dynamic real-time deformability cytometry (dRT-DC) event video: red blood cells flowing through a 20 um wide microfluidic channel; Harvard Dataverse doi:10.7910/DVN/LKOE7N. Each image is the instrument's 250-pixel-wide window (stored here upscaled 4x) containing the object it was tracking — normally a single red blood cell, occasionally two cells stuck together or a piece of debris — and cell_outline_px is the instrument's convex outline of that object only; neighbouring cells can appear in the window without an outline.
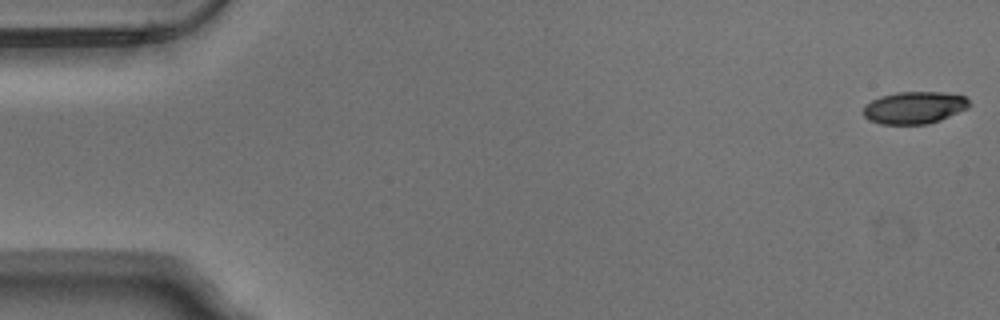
{"species": "Egyptian fruit bat (a non-hibernating species)", "species_latin": "Rousettus aegyptiacus", "temperature_condition": "warm", "stored_images_in_passage": 53, "camera_frame_rate_fps": 3000, "um_per_image_px": 0.085, "animal": {"sex": "male"}, "frame": {"image": 1, "passage_image": 1, "time_ms": 0.0, "image_size_px": [1000, 320], "cell_outline_px": [[968, 108], [940, 120], [928, 124], [880, 124], [868, 120], [864, 116], [864, 108], [872, 100], [880, 96], [896, 92], [944, 92], [964, 96], [968, 100]], "centroid_in_image_um": [77.71, 9.15], "position_along_channel_um": 7.3, "area_um2": 19.77}}
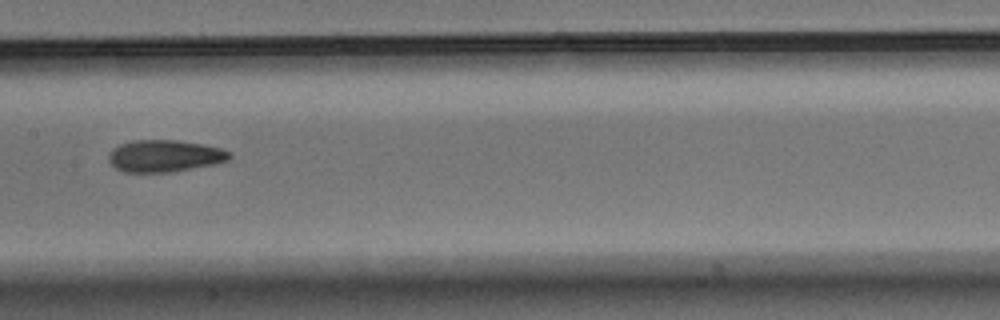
{"frame": {"image": 2, "passage_image": 27, "time_ms": 8.667, "image_size_px": [1000, 320], "cell_outline_px": [[232, 156], [228, 160], [216, 164], [172, 172], [124, 172], [116, 168], [108, 160], [108, 156], [112, 148], [120, 144], [132, 140], [176, 140], [204, 144], [220, 148], [232, 152]], "centroid_in_image_um": [14.01, 13.25], "position_along_channel_um": 193.4, "area_um2": 22.72}}
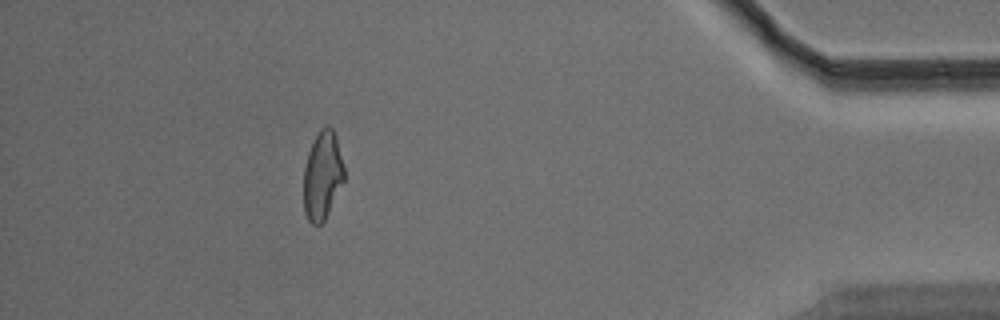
{"frame": {"image": 3, "passage_image": 48, "time_ms": 15.667, "image_size_px": [1000, 320], "cell_outline_px": [[344, 180], [324, 220], [320, 224], [312, 224], [308, 220], [304, 212], [304, 168], [308, 152], [320, 128], [328, 124], [332, 128], [336, 136], [344, 168]], "centroid_in_image_um": [27.4, 14.9], "position_along_channel_um": 407.8, "area_um2": 20.63}, "authors_computed_cell_mechanics": {"area_um2": 21.4438, "velocity_mm_per_s": 3.7971, "shape_relaxation_time_tau1_ms": 8.3519, "shape_relaxation_time_tau2_ms": 3.6831, "deformation_change_tau1": 0.2166, "deformation_change_tau2": 0.1108}}